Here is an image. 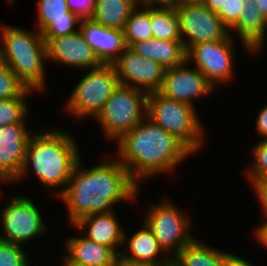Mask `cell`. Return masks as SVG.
Returning <instances> with one entry per match:
<instances>
[{
    "instance_id": "e0dca14e",
    "label": "cell",
    "mask_w": 267,
    "mask_h": 266,
    "mask_svg": "<svg viewBox=\"0 0 267 266\" xmlns=\"http://www.w3.org/2000/svg\"><path fill=\"white\" fill-rule=\"evenodd\" d=\"M39 32L47 43L51 38L62 37L76 32L74 25L81 19L69 11L66 0H39Z\"/></svg>"
},
{
    "instance_id": "7c38bea8",
    "label": "cell",
    "mask_w": 267,
    "mask_h": 266,
    "mask_svg": "<svg viewBox=\"0 0 267 266\" xmlns=\"http://www.w3.org/2000/svg\"><path fill=\"white\" fill-rule=\"evenodd\" d=\"M119 84L151 93L160 90L165 68L154 60H149L127 46L113 63Z\"/></svg>"
},
{
    "instance_id": "b9f144b4",
    "label": "cell",
    "mask_w": 267,
    "mask_h": 266,
    "mask_svg": "<svg viewBox=\"0 0 267 266\" xmlns=\"http://www.w3.org/2000/svg\"><path fill=\"white\" fill-rule=\"evenodd\" d=\"M203 0H180V3H185V2H202Z\"/></svg>"
},
{
    "instance_id": "7402d4cb",
    "label": "cell",
    "mask_w": 267,
    "mask_h": 266,
    "mask_svg": "<svg viewBox=\"0 0 267 266\" xmlns=\"http://www.w3.org/2000/svg\"><path fill=\"white\" fill-rule=\"evenodd\" d=\"M131 48L146 59L160 63L165 69L186 61L187 51L182 41L151 38L134 43Z\"/></svg>"
},
{
    "instance_id": "6da1fadb",
    "label": "cell",
    "mask_w": 267,
    "mask_h": 266,
    "mask_svg": "<svg viewBox=\"0 0 267 266\" xmlns=\"http://www.w3.org/2000/svg\"><path fill=\"white\" fill-rule=\"evenodd\" d=\"M81 159L70 175L67 187L57 195L66 203L72 225L91 214L109 213L112 205L135 200L138 184L118 160L92 168H81Z\"/></svg>"
},
{
    "instance_id": "5bb4252c",
    "label": "cell",
    "mask_w": 267,
    "mask_h": 266,
    "mask_svg": "<svg viewBox=\"0 0 267 266\" xmlns=\"http://www.w3.org/2000/svg\"><path fill=\"white\" fill-rule=\"evenodd\" d=\"M25 123L0 127V180L14 181L19 176L31 134Z\"/></svg>"
},
{
    "instance_id": "8d00e7d4",
    "label": "cell",
    "mask_w": 267,
    "mask_h": 266,
    "mask_svg": "<svg viewBox=\"0 0 267 266\" xmlns=\"http://www.w3.org/2000/svg\"><path fill=\"white\" fill-rule=\"evenodd\" d=\"M226 266H253L238 256L227 253Z\"/></svg>"
},
{
    "instance_id": "d590c367",
    "label": "cell",
    "mask_w": 267,
    "mask_h": 266,
    "mask_svg": "<svg viewBox=\"0 0 267 266\" xmlns=\"http://www.w3.org/2000/svg\"><path fill=\"white\" fill-rule=\"evenodd\" d=\"M257 240L267 248V222L262 223L255 231Z\"/></svg>"
},
{
    "instance_id": "2e32d148",
    "label": "cell",
    "mask_w": 267,
    "mask_h": 266,
    "mask_svg": "<svg viewBox=\"0 0 267 266\" xmlns=\"http://www.w3.org/2000/svg\"><path fill=\"white\" fill-rule=\"evenodd\" d=\"M78 29L102 64H113L126 49L124 30L81 19Z\"/></svg>"
},
{
    "instance_id": "9a60e30c",
    "label": "cell",
    "mask_w": 267,
    "mask_h": 266,
    "mask_svg": "<svg viewBox=\"0 0 267 266\" xmlns=\"http://www.w3.org/2000/svg\"><path fill=\"white\" fill-rule=\"evenodd\" d=\"M46 46L48 60L51 59L82 69H92L102 65L79 29L62 37L51 38Z\"/></svg>"
},
{
    "instance_id": "74e56055",
    "label": "cell",
    "mask_w": 267,
    "mask_h": 266,
    "mask_svg": "<svg viewBox=\"0 0 267 266\" xmlns=\"http://www.w3.org/2000/svg\"><path fill=\"white\" fill-rule=\"evenodd\" d=\"M226 0H203L202 3L213 12H218L224 7Z\"/></svg>"
},
{
    "instance_id": "ac0fdd59",
    "label": "cell",
    "mask_w": 267,
    "mask_h": 266,
    "mask_svg": "<svg viewBox=\"0 0 267 266\" xmlns=\"http://www.w3.org/2000/svg\"><path fill=\"white\" fill-rule=\"evenodd\" d=\"M64 261L68 266H113L120 252L86 237L67 239Z\"/></svg>"
},
{
    "instance_id": "52a82bcc",
    "label": "cell",
    "mask_w": 267,
    "mask_h": 266,
    "mask_svg": "<svg viewBox=\"0 0 267 266\" xmlns=\"http://www.w3.org/2000/svg\"><path fill=\"white\" fill-rule=\"evenodd\" d=\"M89 71L76 85L67 100V111L79 119L90 115L95 118L119 86L113 64H102Z\"/></svg>"
},
{
    "instance_id": "484cf974",
    "label": "cell",
    "mask_w": 267,
    "mask_h": 266,
    "mask_svg": "<svg viewBox=\"0 0 267 266\" xmlns=\"http://www.w3.org/2000/svg\"><path fill=\"white\" fill-rule=\"evenodd\" d=\"M136 7L130 14L124 27L126 45L131 47L139 41H146L153 38L152 26L150 23V7L137 10ZM137 10V11H136Z\"/></svg>"
},
{
    "instance_id": "60d3db41",
    "label": "cell",
    "mask_w": 267,
    "mask_h": 266,
    "mask_svg": "<svg viewBox=\"0 0 267 266\" xmlns=\"http://www.w3.org/2000/svg\"><path fill=\"white\" fill-rule=\"evenodd\" d=\"M113 266H145V265L128 262V261L123 260L121 257H118L116 261L114 262Z\"/></svg>"
},
{
    "instance_id": "277c9868",
    "label": "cell",
    "mask_w": 267,
    "mask_h": 266,
    "mask_svg": "<svg viewBox=\"0 0 267 266\" xmlns=\"http://www.w3.org/2000/svg\"><path fill=\"white\" fill-rule=\"evenodd\" d=\"M0 60L6 63L30 90H44L47 46L41 32L1 26Z\"/></svg>"
},
{
    "instance_id": "836d02e7",
    "label": "cell",
    "mask_w": 267,
    "mask_h": 266,
    "mask_svg": "<svg viewBox=\"0 0 267 266\" xmlns=\"http://www.w3.org/2000/svg\"><path fill=\"white\" fill-rule=\"evenodd\" d=\"M137 4L143 7L176 8L180 0H137Z\"/></svg>"
},
{
    "instance_id": "d6986e66",
    "label": "cell",
    "mask_w": 267,
    "mask_h": 266,
    "mask_svg": "<svg viewBox=\"0 0 267 266\" xmlns=\"http://www.w3.org/2000/svg\"><path fill=\"white\" fill-rule=\"evenodd\" d=\"M73 226L83 231L87 228L85 235L87 239L108 246L115 252L116 246H123L126 239V233L115 218L113 211L82 217Z\"/></svg>"
},
{
    "instance_id": "cb8c5ba5",
    "label": "cell",
    "mask_w": 267,
    "mask_h": 266,
    "mask_svg": "<svg viewBox=\"0 0 267 266\" xmlns=\"http://www.w3.org/2000/svg\"><path fill=\"white\" fill-rule=\"evenodd\" d=\"M200 243L194 238L175 257L183 266H226L227 253Z\"/></svg>"
},
{
    "instance_id": "4fadbf2b",
    "label": "cell",
    "mask_w": 267,
    "mask_h": 266,
    "mask_svg": "<svg viewBox=\"0 0 267 266\" xmlns=\"http://www.w3.org/2000/svg\"><path fill=\"white\" fill-rule=\"evenodd\" d=\"M184 61L177 67L166 68L163 83L158 91L163 96L194 106L193 99L213 91L214 87L198 68L188 69Z\"/></svg>"
},
{
    "instance_id": "d6a6232c",
    "label": "cell",
    "mask_w": 267,
    "mask_h": 266,
    "mask_svg": "<svg viewBox=\"0 0 267 266\" xmlns=\"http://www.w3.org/2000/svg\"><path fill=\"white\" fill-rule=\"evenodd\" d=\"M251 185L255 190V195L258 197L261 204L262 212L267 217V179L254 181ZM267 222V220L265 221Z\"/></svg>"
},
{
    "instance_id": "30bf717a",
    "label": "cell",
    "mask_w": 267,
    "mask_h": 266,
    "mask_svg": "<svg viewBox=\"0 0 267 266\" xmlns=\"http://www.w3.org/2000/svg\"><path fill=\"white\" fill-rule=\"evenodd\" d=\"M233 37L229 34L224 40L201 42L192 45L186 60L195 63V68L206 77L215 88L217 83H225L233 75Z\"/></svg>"
},
{
    "instance_id": "3957f363",
    "label": "cell",
    "mask_w": 267,
    "mask_h": 266,
    "mask_svg": "<svg viewBox=\"0 0 267 266\" xmlns=\"http://www.w3.org/2000/svg\"><path fill=\"white\" fill-rule=\"evenodd\" d=\"M76 140L61 130L42 131L29 138L20 179L28 172L30 165L36 177L47 187L61 186L65 189L80 154Z\"/></svg>"
},
{
    "instance_id": "d4e9b609",
    "label": "cell",
    "mask_w": 267,
    "mask_h": 266,
    "mask_svg": "<svg viewBox=\"0 0 267 266\" xmlns=\"http://www.w3.org/2000/svg\"><path fill=\"white\" fill-rule=\"evenodd\" d=\"M153 38L182 41L179 18L175 8L150 7Z\"/></svg>"
},
{
    "instance_id": "e575fe53",
    "label": "cell",
    "mask_w": 267,
    "mask_h": 266,
    "mask_svg": "<svg viewBox=\"0 0 267 266\" xmlns=\"http://www.w3.org/2000/svg\"><path fill=\"white\" fill-rule=\"evenodd\" d=\"M256 126L258 132L264 136L262 140L267 141V105L260 110L256 119Z\"/></svg>"
},
{
    "instance_id": "4316f807",
    "label": "cell",
    "mask_w": 267,
    "mask_h": 266,
    "mask_svg": "<svg viewBox=\"0 0 267 266\" xmlns=\"http://www.w3.org/2000/svg\"><path fill=\"white\" fill-rule=\"evenodd\" d=\"M33 93L19 80L11 68L0 60V99L26 97Z\"/></svg>"
},
{
    "instance_id": "8fae6325",
    "label": "cell",
    "mask_w": 267,
    "mask_h": 266,
    "mask_svg": "<svg viewBox=\"0 0 267 266\" xmlns=\"http://www.w3.org/2000/svg\"><path fill=\"white\" fill-rule=\"evenodd\" d=\"M1 211L5 235L0 240L21 245L47 231L39 210L27 196H16Z\"/></svg>"
},
{
    "instance_id": "ab89813d",
    "label": "cell",
    "mask_w": 267,
    "mask_h": 266,
    "mask_svg": "<svg viewBox=\"0 0 267 266\" xmlns=\"http://www.w3.org/2000/svg\"><path fill=\"white\" fill-rule=\"evenodd\" d=\"M258 9L267 19V0H255Z\"/></svg>"
},
{
    "instance_id": "f1b7e54d",
    "label": "cell",
    "mask_w": 267,
    "mask_h": 266,
    "mask_svg": "<svg viewBox=\"0 0 267 266\" xmlns=\"http://www.w3.org/2000/svg\"><path fill=\"white\" fill-rule=\"evenodd\" d=\"M21 245L0 240V266H29Z\"/></svg>"
},
{
    "instance_id": "f35d334b",
    "label": "cell",
    "mask_w": 267,
    "mask_h": 266,
    "mask_svg": "<svg viewBox=\"0 0 267 266\" xmlns=\"http://www.w3.org/2000/svg\"><path fill=\"white\" fill-rule=\"evenodd\" d=\"M156 266H183V265L179 262V260L175 256H172L168 257L167 260L159 263Z\"/></svg>"
},
{
    "instance_id": "ffe728a7",
    "label": "cell",
    "mask_w": 267,
    "mask_h": 266,
    "mask_svg": "<svg viewBox=\"0 0 267 266\" xmlns=\"http://www.w3.org/2000/svg\"><path fill=\"white\" fill-rule=\"evenodd\" d=\"M266 28L267 19L258 9L255 0H247V7L230 30L239 34L243 46H246L244 48L257 53L263 47Z\"/></svg>"
},
{
    "instance_id": "ba28073f",
    "label": "cell",
    "mask_w": 267,
    "mask_h": 266,
    "mask_svg": "<svg viewBox=\"0 0 267 266\" xmlns=\"http://www.w3.org/2000/svg\"><path fill=\"white\" fill-rule=\"evenodd\" d=\"M146 217L144 222L160 246L167 253L173 251V256L194 239L189 231L191 221L168 199L160 205L152 204Z\"/></svg>"
},
{
    "instance_id": "44dd1931",
    "label": "cell",
    "mask_w": 267,
    "mask_h": 266,
    "mask_svg": "<svg viewBox=\"0 0 267 266\" xmlns=\"http://www.w3.org/2000/svg\"><path fill=\"white\" fill-rule=\"evenodd\" d=\"M144 227L138 230V232L131 235L129 244L125 245V251H129L131 254H125L126 252H120L119 257L128 262H133L145 266H156L159 263L167 260L165 257L160 260L159 253L167 254L160 246L159 242L153 235L152 230L144 223ZM129 248V250H128Z\"/></svg>"
},
{
    "instance_id": "f546056e",
    "label": "cell",
    "mask_w": 267,
    "mask_h": 266,
    "mask_svg": "<svg viewBox=\"0 0 267 266\" xmlns=\"http://www.w3.org/2000/svg\"><path fill=\"white\" fill-rule=\"evenodd\" d=\"M253 154L255 161L251 163L253 166H251L247 173L251 183L267 179V141L262 140L257 143L253 149Z\"/></svg>"
},
{
    "instance_id": "4dcf8cb0",
    "label": "cell",
    "mask_w": 267,
    "mask_h": 266,
    "mask_svg": "<svg viewBox=\"0 0 267 266\" xmlns=\"http://www.w3.org/2000/svg\"><path fill=\"white\" fill-rule=\"evenodd\" d=\"M245 7H247V0H226L224 7L217 12V15L230 30L237 23Z\"/></svg>"
},
{
    "instance_id": "8992f818",
    "label": "cell",
    "mask_w": 267,
    "mask_h": 266,
    "mask_svg": "<svg viewBox=\"0 0 267 266\" xmlns=\"http://www.w3.org/2000/svg\"><path fill=\"white\" fill-rule=\"evenodd\" d=\"M147 93L141 89L120 85L104 103L95 117L102 124L108 140H118L145 117Z\"/></svg>"
},
{
    "instance_id": "83f0119b",
    "label": "cell",
    "mask_w": 267,
    "mask_h": 266,
    "mask_svg": "<svg viewBox=\"0 0 267 266\" xmlns=\"http://www.w3.org/2000/svg\"><path fill=\"white\" fill-rule=\"evenodd\" d=\"M28 108L25 97L0 99V127L13 123H24Z\"/></svg>"
},
{
    "instance_id": "603a6c76",
    "label": "cell",
    "mask_w": 267,
    "mask_h": 266,
    "mask_svg": "<svg viewBox=\"0 0 267 266\" xmlns=\"http://www.w3.org/2000/svg\"><path fill=\"white\" fill-rule=\"evenodd\" d=\"M139 7L137 0H96L92 20L105 27L124 30L131 12Z\"/></svg>"
},
{
    "instance_id": "1f68e13d",
    "label": "cell",
    "mask_w": 267,
    "mask_h": 266,
    "mask_svg": "<svg viewBox=\"0 0 267 266\" xmlns=\"http://www.w3.org/2000/svg\"><path fill=\"white\" fill-rule=\"evenodd\" d=\"M69 11L80 19H91L96 5V0H66Z\"/></svg>"
},
{
    "instance_id": "5b68a950",
    "label": "cell",
    "mask_w": 267,
    "mask_h": 266,
    "mask_svg": "<svg viewBox=\"0 0 267 266\" xmlns=\"http://www.w3.org/2000/svg\"><path fill=\"white\" fill-rule=\"evenodd\" d=\"M146 116L182 141L193 153L203 144V128L194 106L167 98L157 92L147 94Z\"/></svg>"
},
{
    "instance_id": "9c48e42d",
    "label": "cell",
    "mask_w": 267,
    "mask_h": 266,
    "mask_svg": "<svg viewBox=\"0 0 267 266\" xmlns=\"http://www.w3.org/2000/svg\"><path fill=\"white\" fill-rule=\"evenodd\" d=\"M175 10L186 51L196 43L224 40L230 34L217 13L202 2L180 3Z\"/></svg>"
},
{
    "instance_id": "7a4b0ae2",
    "label": "cell",
    "mask_w": 267,
    "mask_h": 266,
    "mask_svg": "<svg viewBox=\"0 0 267 266\" xmlns=\"http://www.w3.org/2000/svg\"><path fill=\"white\" fill-rule=\"evenodd\" d=\"M146 120V121H145ZM119 162L136 182L175 170L193 152L147 116L118 139Z\"/></svg>"
}]
</instances>
